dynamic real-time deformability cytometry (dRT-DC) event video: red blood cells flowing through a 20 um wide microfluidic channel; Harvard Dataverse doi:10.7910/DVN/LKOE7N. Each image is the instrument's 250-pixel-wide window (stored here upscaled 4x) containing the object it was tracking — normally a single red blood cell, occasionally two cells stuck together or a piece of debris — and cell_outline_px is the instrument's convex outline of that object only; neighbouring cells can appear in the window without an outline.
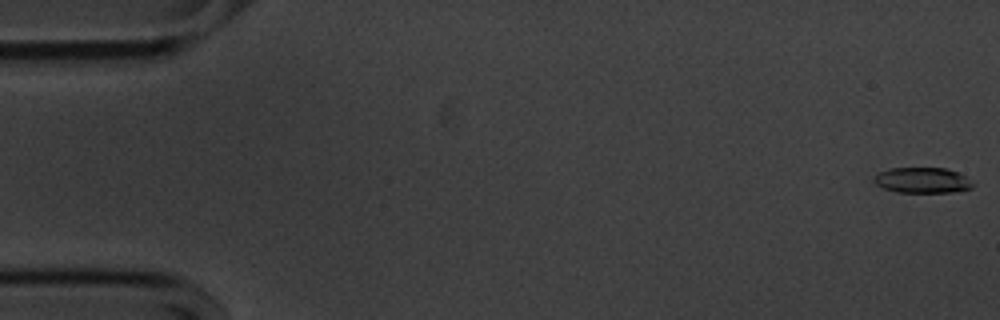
{"species": "common noctule bat (a hibernating species)", "species_latin": "Nyctalus noctula", "temperature_condition": "cold", "stored_images_in_passage": 56, "camera_frame_rate_fps": 3000, "um_per_image_px": 0.085, "animal": {"sex": "male", "body_mass_g": 20.1, "forearm_length_mm": 53.5}, "frame": {"image": 1, "passage_image": 1, "time_ms": 0.0, "image_size_px": [1000, 320], "cell_outline_px": [[976, 184], [972, 188], [952, 192], [896, 192], [884, 188], [876, 184], [872, 180], [880, 172], [888, 168], [944, 168], [956, 172], [964, 176]], "centroid_in_image_um": [78.4, 15.32], "position_along_channel_um": 6.6, "area_um2": 14.62}}
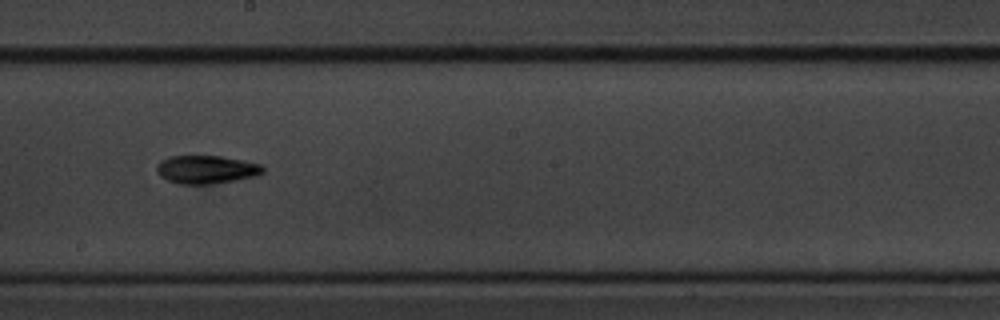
{"frame": {"image": 2, "passage_image": 31, "time_ms": 10.0, "image_size_px": [1000, 320], "cell_outline_px": [[264, 172], [256, 176], [236, 180], [212, 184], [180, 184], [168, 180], [160, 176], [156, 172], [156, 164], [160, 160], [168, 156], [220, 156], [244, 160], [264, 164]], "centroid_in_image_um": [17.55, 14.4], "position_along_channel_um": 230.7, "area_um2": 17.74}}
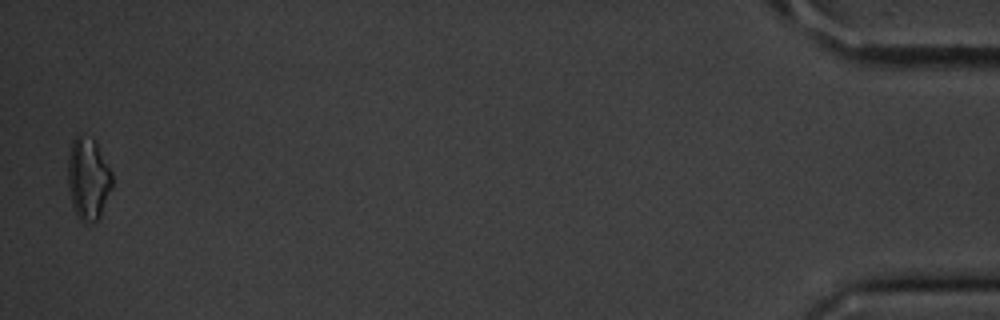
{"frame": {"image": 3, "passage_image": 55, "time_ms": 18.0, "image_size_px": [1000, 320], "cell_outline_px": [[112, 188], [100, 216], [92, 224], [84, 224], [80, 220], [72, 204], [68, 188], [68, 156], [72, 140], [80, 132], [92, 136], [96, 140], [112, 172]], "centroid_in_image_um": [7.5, 15.14], "position_along_channel_um": 427.7, "area_um2": 21.73}, "authors_computed_cell_mechanics": {"area_um2": 16.3863, "velocity_mm_per_s": 3.6013, "shape_relaxation_time_tau1_ms": 3.6438, "shape_relaxation_time_tau2_ms": null, "deformation_change_tau1": 0.1641, "deformation_change_tau2": null}}